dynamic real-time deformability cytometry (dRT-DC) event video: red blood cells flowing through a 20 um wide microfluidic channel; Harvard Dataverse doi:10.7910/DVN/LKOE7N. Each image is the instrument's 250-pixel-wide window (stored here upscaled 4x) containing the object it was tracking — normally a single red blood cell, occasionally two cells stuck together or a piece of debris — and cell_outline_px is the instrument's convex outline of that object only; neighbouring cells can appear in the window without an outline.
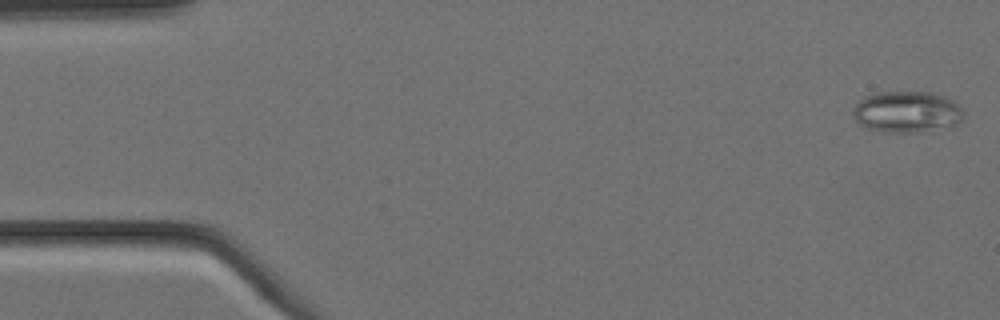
{"species": "Egyptian fruit bat (a non-hibernating species)", "species_latin": "Rousettus aegyptiacus", "temperature_condition": "cold", "stored_images_in_passage": 4, "camera_frame_rate_fps": 3000, "um_per_image_px": 0.085, "animal": {"sex": "female"}, "frame": {"image": 1, "passage_image": 1, "time_ms": 0.0, "image_size_px": [1000, 320], "cell_outline_px": [[964, 120], [956, 124], [920, 132], [880, 132], [868, 128], [860, 124], [852, 116], [852, 108], [864, 96], [876, 92], [928, 92], [944, 96], [952, 100], [964, 112]], "centroid_in_image_um": [77.05, 9.51], "position_along_channel_um": 8.0, "area_um2": 26.7}}